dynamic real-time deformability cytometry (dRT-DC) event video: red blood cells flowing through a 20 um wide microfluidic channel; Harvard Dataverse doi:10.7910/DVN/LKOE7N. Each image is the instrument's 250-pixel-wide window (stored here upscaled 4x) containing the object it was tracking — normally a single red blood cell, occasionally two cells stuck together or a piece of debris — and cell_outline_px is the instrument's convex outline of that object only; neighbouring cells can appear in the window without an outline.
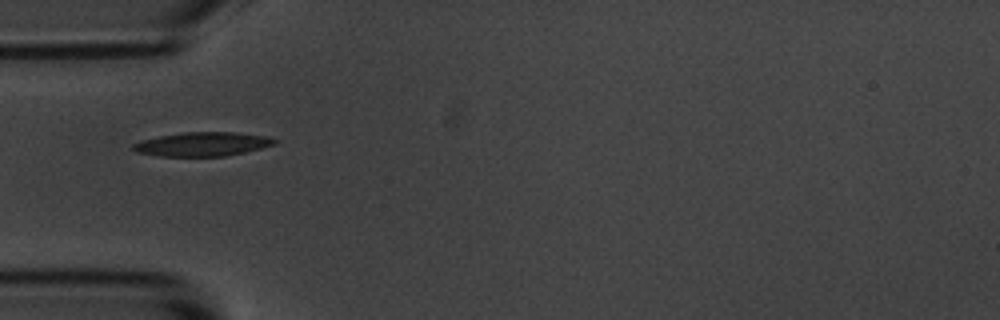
{"species": "common noctule bat (a hibernating species)", "species_latin": "Nyctalus noctula", "temperature_condition": "room temperature", "stored_images_in_passage": 2, "camera_frame_rate_fps": 3000, "um_per_image_px": 0.085, "animal": {"sex": "male", "body_mass_g": 20.1, "forearm_length_mm": 53.5}, "frame": {"image": 1, "passage_image": 1, "time_ms": 0.0, "image_size_px": [1000, 320], "cell_outline_px": [[276, 144], [244, 152], [224, 156], [160, 156], [136, 152], [132, 148], [132, 144], [140, 140], [160, 136], [184, 132], [236, 132], [268, 136], [276, 140]], "centroid_in_image_um": [17.19, 12.24], "position_along_channel_um": 67.8, "area_um2": 19.71}}